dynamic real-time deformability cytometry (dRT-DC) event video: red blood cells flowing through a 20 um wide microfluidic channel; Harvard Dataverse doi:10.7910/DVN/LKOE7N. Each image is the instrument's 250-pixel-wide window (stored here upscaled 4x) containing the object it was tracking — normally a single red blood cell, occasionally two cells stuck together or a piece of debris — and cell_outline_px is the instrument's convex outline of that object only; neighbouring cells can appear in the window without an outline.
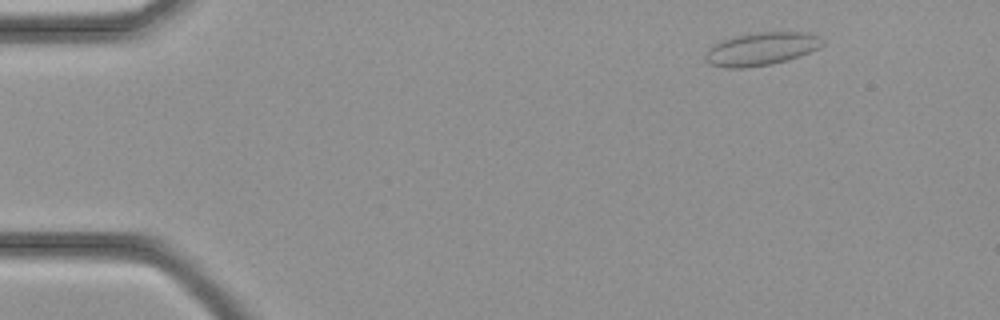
{"species": "common noctule bat (a hibernating species)", "species_latin": "Nyctalus noctula", "temperature_condition": "cold", "stored_images_in_passage": 36, "camera_frame_rate_fps": 3000, "um_per_image_px": 0.085, "animal": {"sex": "female", "body_mass_g": 21.9}, "frame": {"image": 1, "passage_image": 4, "time_ms": 1.0, "image_size_px": [1000, 320], "cell_outline_px": [[824, 44], [820, 48], [800, 56], [788, 60], [772, 64], [744, 68], [724, 68], [708, 64], [704, 60], [704, 56], [708, 48], [712, 44], [720, 40], [732, 36], [756, 32], [804, 32], [820, 36], [824, 40]], "centroid_in_image_um": [64.68, 4.16], "position_along_channel_um": 20.3, "area_um2": 23.06}}
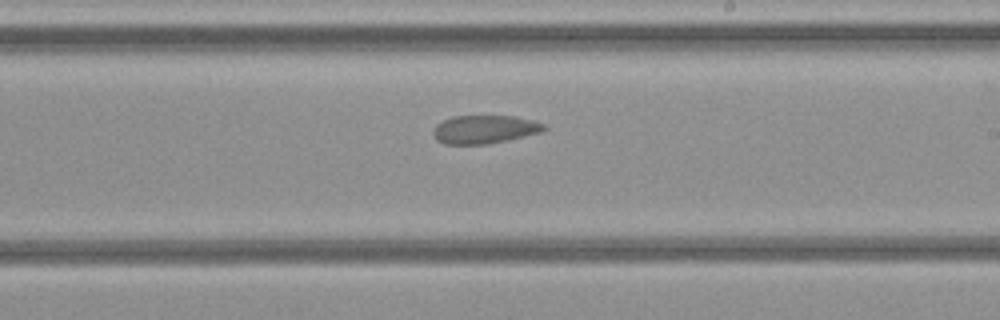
{"frame": {"image": 2, "passage_image": 21, "time_ms": 6.667, "image_size_px": [1000, 320], "cell_outline_px": [[548, 128], [540, 132], [508, 140], [488, 144], [444, 144], [436, 140], [432, 132], [436, 124], [452, 116], [516, 116], [532, 120], [544, 124]], "centroid_in_image_um": [41.17, 11.0], "position_along_channel_um": 247.8, "area_um2": 18.32}}
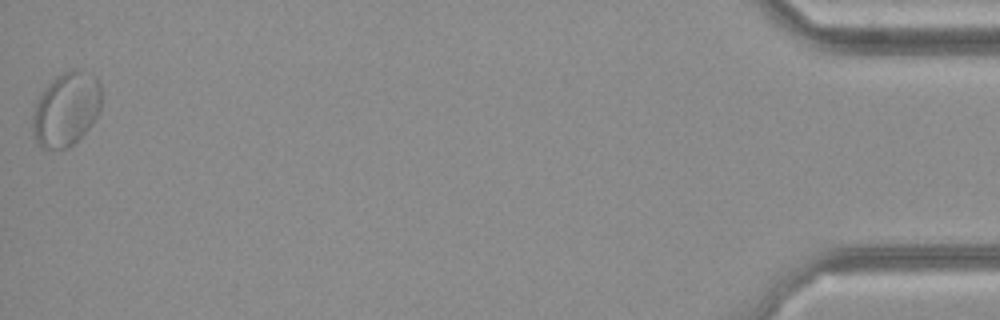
{"frame": {"image": 3, "passage_image": 36, "time_ms": 11.667, "image_size_px": [1000, 320], "cell_outline_px": [[100, 108], [92, 124], [68, 148], [40, 148], [32, 136], [32, 116], [36, 100], [40, 92], [56, 76], [72, 68], [76, 68], [96, 76], [100, 80]], "centroid_in_image_um": [5.59, 9.26], "position_along_channel_um": 429.6, "area_um2": 29.88}}